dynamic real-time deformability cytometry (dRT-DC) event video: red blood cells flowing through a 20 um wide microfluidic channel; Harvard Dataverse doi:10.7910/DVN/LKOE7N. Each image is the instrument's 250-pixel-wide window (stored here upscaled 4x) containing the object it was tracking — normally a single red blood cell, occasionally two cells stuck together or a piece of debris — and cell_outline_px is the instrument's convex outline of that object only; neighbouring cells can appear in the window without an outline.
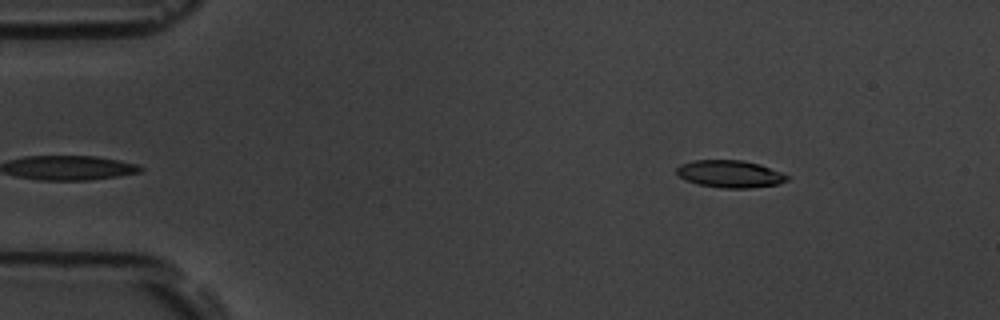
{"species": "common noctule bat (a hibernating species)", "species_latin": "Nyctalus noctula", "temperature_condition": "room temperature", "stored_images_in_passage": 13, "camera_frame_rate_fps": 3000, "um_per_image_px": 0.085, "animal": {"sex": "male", "body_mass_g": 19.5, "forearm_length_mm": 54.6}, "frame": {"image": 1, "passage_image": 4, "time_ms": 1.0, "image_size_px": [1000, 320], "cell_outline_px": [[788, 180], [776, 184], [748, 188], [720, 188], [700, 184], [688, 180], [680, 176], [676, 172], [676, 168], [680, 164], [692, 160], [740, 160], [760, 164], [780, 172], [788, 176]], "centroid_in_image_um": [62.03, 14.77], "position_along_channel_um": 23.0, "area_um2": 17.34}}